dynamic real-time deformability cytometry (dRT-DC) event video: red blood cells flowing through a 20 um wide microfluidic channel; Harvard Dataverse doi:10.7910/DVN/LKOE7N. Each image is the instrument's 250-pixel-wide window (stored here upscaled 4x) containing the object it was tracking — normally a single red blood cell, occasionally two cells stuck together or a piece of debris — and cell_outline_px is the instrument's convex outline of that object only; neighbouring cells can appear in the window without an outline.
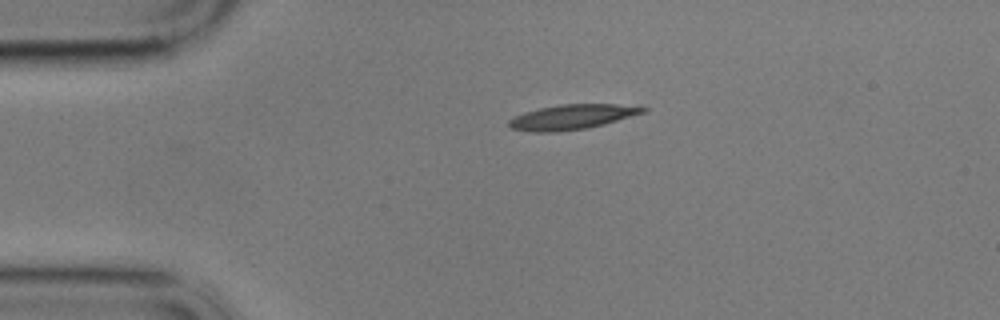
{"species": "common noctule bat (a hibernating species)", "species_latin": "Nyctalus noctula", "temperature_condition": "cold", "stored_images_in_passage": 36, "camera_frame_rate_fps": 3000, "um_per_image_px": 0.085, "animal": {"sex": "male", "body_mass_g": 17.9}, "frame": {"image": 1, "passage_image": 1, "time_ms": 0.0, "image_size_px": [1000, 320], "cell_outline_px": [[648, 108], [644, 112], [604, 124], [588, 128], [556, 132], [532, 132], [512, 128], [508, 124], [508, 120], [524, 112], [540, 108], [564, 104], [616, 104]], "centroid_in_image_um": [48.59, 9.95], "position_along_channel_um": 36.4, "area_um2": 19.13}}
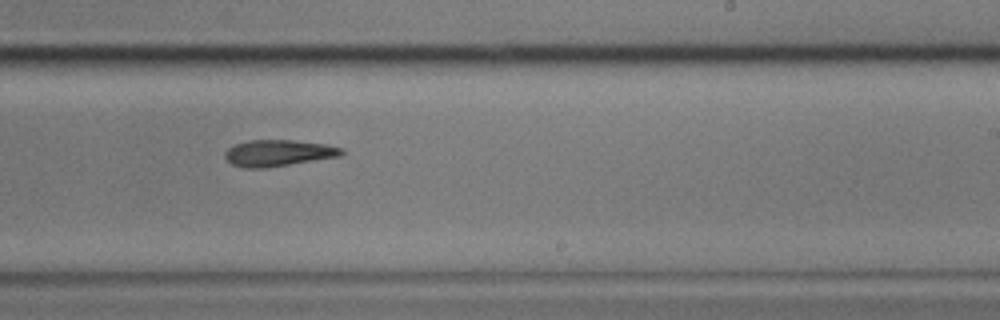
{"frame": {"image": 2, "passage_image": 24, "time_ms": 7.667, "image_size_px": [1000, 320], "cell_outline_px": [[344, 152], [340, 156], [264, 168], [244, 168], [232, 164], [224, 156], [224, 152], [228, 148], [236, 144], [248, 140], [292, 140], [328, 144], [344, 148]], "centroid_in_image_um": [23.66, 13.0], "position_along_channel_um": 265.3, "area_um2": 17.92}}
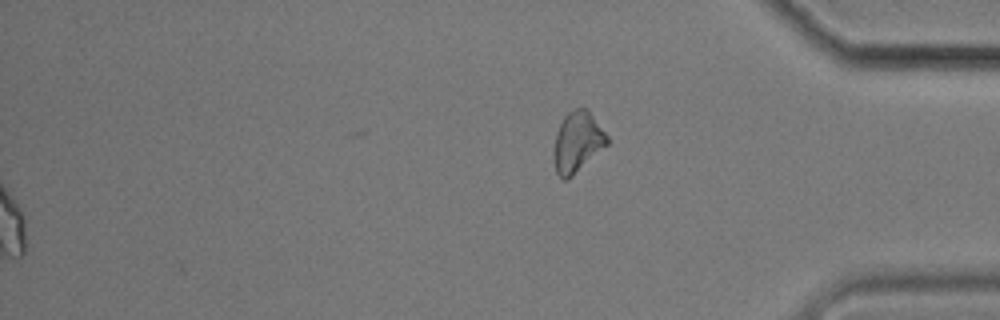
{"frame": {"image": 3, "passage_image": 36, "time_ms": 11.667, "image_size_px": [1000, 320], "cell_outline_px": [[608, 144], [568, 180], [564, 180], [556, 172], [556, 132], [564, 116], [568, 112], [576, 108], [588, 108], [608, 136]], "centroid_in_image_um": [49.13, 12.04], "position_along_channel_um": 386.1, "area_um2": 18.38}, "authors_computed_cell_mechanics": {"area_um2": 18.1203, "velocity_mm_per_s": 3.4142, "shape_relaxation_time_tau1_ms": 10.4525, "shape_relaxation_time_tau2_ms": 6.0447, "deformation_change_tau1": 0.2633, "deformation_change_tau2": 0.1599}}